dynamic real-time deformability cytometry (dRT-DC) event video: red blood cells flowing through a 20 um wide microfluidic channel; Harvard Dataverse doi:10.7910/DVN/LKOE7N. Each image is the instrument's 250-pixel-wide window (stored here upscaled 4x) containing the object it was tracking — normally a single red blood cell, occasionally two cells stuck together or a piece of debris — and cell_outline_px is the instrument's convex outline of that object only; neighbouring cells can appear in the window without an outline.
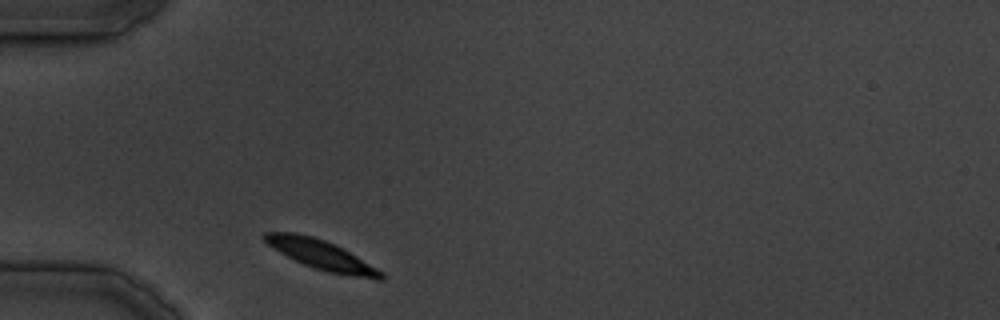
{"species": "common noctule bat (a hibernating species)", "species_latin": "Nyctalus noctula", "temperature_condition": "cold", "stored_images_in_passage": 23, "camera_frame_rate_fps": 3000, "um_per_image_px": 0.085, "animal": {"sex": "male", "body_mass_g": 19.5, "forearm_length_mm": 54.6}, "frame": {"image": 1, "passage_image": 1, "time_ms": 0.0, "image_size_px": [1000, 320], "cell_outline_px": [[384, 280], [376, 280], [328, 272], [304, 264], [280, 252], [268, 244], [260, 236], [264, 232], [296, 232], [312, 236], [324, 240], [344, 248], [384, 272]], "centroid_in_image_um": [27.35, 21.66], "position_along_channel_um": 57.7, "area_um2": 20.0}}
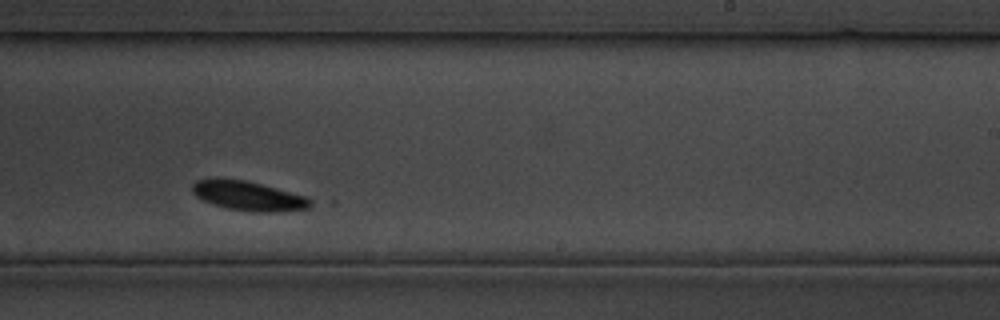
{"frame": {"image": 2, "passage_image": 14, "time_ms": 16.333, "image_size_px": [1000, 320], "cell_outline_px": [[312, 204], [308, 208], [276, 212], [252, 212], [228, 208], [204, 200], [196, 196], [192, 192], [192, 184], [196, 180], [248, 180], [304, 196], [312, 200]], "centroid_in_image_um": [21.15, 16.67], "position_along_channel_um": 267.9, "area_um2": 19.71}}
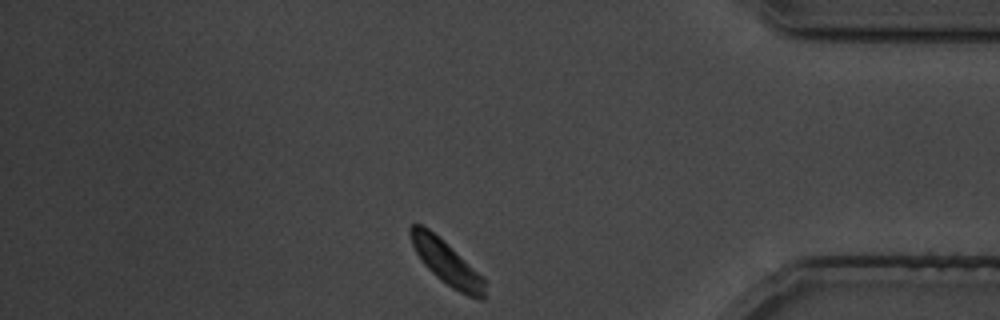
{"frame": {"image": 3, "passage_image": 23, "time_ms": 27.667, "image_size_px": [1000, 320], "cell_outline_px": [[484, 300], [480, 300], [468, 296], [452, 288], [440, 280], [424, 264], [416, 252], [412, 244], [408, 232], [408, 228], [412, 224], [420, 224], [428, 228], [484, 276]], "centroid_in_image_um": [37.95, 22.33], "position_along_channel_um": 397.2, "area_um2": 18.79}}